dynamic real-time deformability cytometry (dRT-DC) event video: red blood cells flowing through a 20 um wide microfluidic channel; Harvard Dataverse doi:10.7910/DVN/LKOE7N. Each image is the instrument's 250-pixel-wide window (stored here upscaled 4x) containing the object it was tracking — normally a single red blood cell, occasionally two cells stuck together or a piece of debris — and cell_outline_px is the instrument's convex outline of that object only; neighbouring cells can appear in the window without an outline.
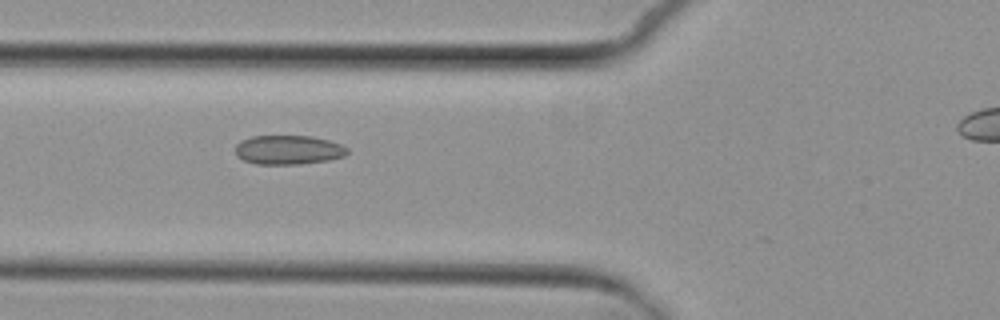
{"species": "common noctule bat (a hibernating species)", "species_latin": "Nyctalus noctula", "temperature_condition": "cold", "stored_images_in_passage": 5, "camera_frame_rate_fps": 3000, "um_per_image_px": 0.085, "animal": {"sex": "female", "body_mass_g": 29.2, "forearm_length_mm": 56.3}, "frame": {"image": 1, "passage_image": 2, "time_ms": 1.0, "image_size_px": [1000, 320], "cell_outline_px": [[348, 152], [344, 156], [328, 160], [300, 164], [256, 164], [244, 160], [236, 156], [236, 144], [240, 140], [252, 136], [312, 136], [328, 140], [340, 144], [348, 148]], "centroid_in_image_um": [24.49, 12.73], "position_along_channel_um": 101.3, "area_um2": 19.07}}
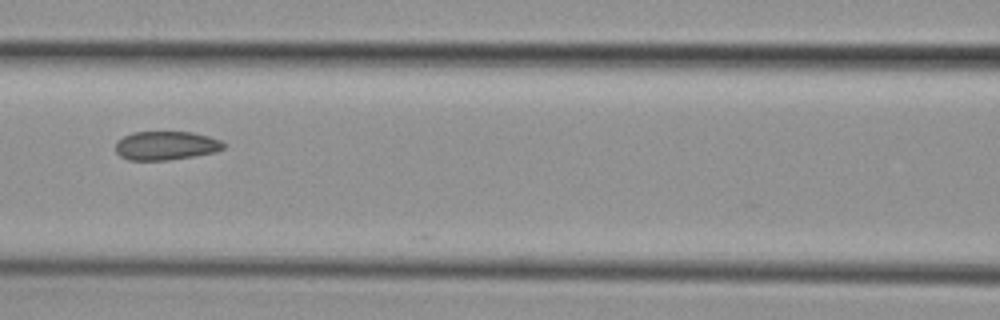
{"frame": {"image": 2, "passage_image": 3, "time_ms": 2.333, "image_size_px": [1000, 320], "cell_outline_px": [[228, 144], [224, 148], [216, 152], [168, 160], [128, 160], [120, 156], [116, 152], [116, 140], [132, 132], [192, 132], [208, 136], [220, 140]], "centroid_in_image_um": [14.11, 12.37], "position_along_channel_um": 152.5, "area_um2": 18.21}}
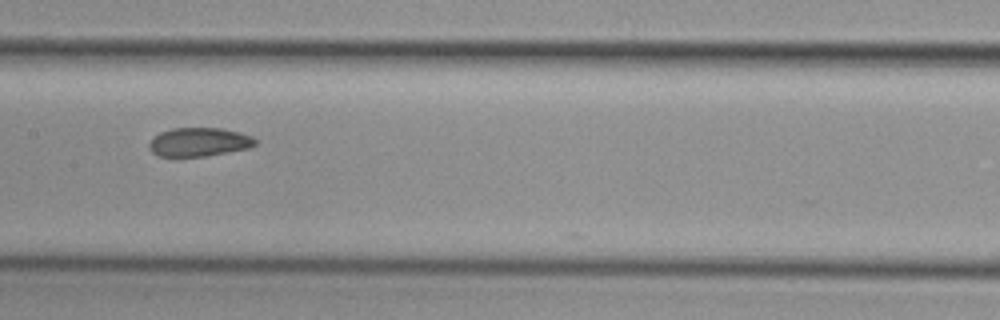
{"frame": {"image": 3, "passage_image": 4, "time_ms": 3.333, "image_size_px": [1000, 320], "cell_outline_px": [[256, 144], [248, 148], [204, 156], [160, 156], [152, 152], [148, 148], [148, 144], [160, 132], [172, 128], [220, 128], [240, 132], [252, 136], [256, 140]], "centroid_in_image_um": [16.92, 12.06], "position_along_channel_um": 190.5, "area_um2": 17.57}}